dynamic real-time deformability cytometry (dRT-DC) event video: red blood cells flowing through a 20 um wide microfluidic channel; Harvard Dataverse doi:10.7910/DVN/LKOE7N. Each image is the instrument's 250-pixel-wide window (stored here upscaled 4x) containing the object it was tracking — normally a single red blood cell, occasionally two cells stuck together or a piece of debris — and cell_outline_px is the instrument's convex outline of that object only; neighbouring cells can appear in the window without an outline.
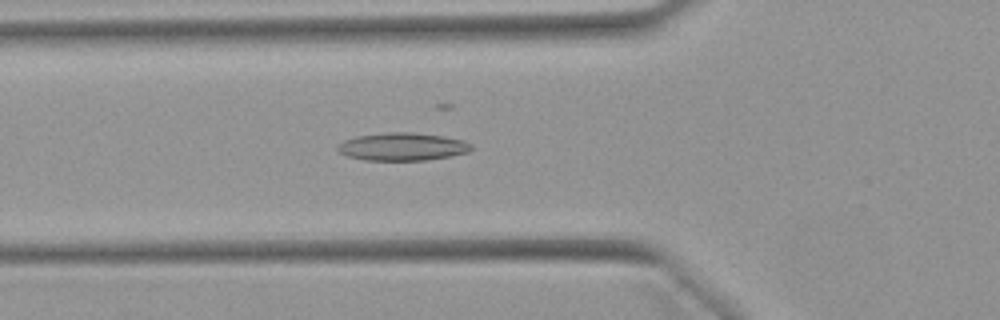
{"species": "Egyptian fruit bat (a non-hibernating species)", "species_latin": "Rousettus aegyptiacus", "temperature_condition": "warm", "stored_images_in_passage": 39, "camera_frame_rate_fps": 3000, "um_per_image_px": 0.085, "animal": {"sex": "female"}, "frame": {"image": 1, "passage_image": 5, "time_ms": 1.333, "image_size_px": [1000, 320], "cell_outline_px": [[472, 148], [468, 152], [448, 156], [424, 160], [364, 160], [348, 156], [340, 152], [336, 148], [344, 140], [356, 136], [388, 132], [412, 132], [444, 136], [464, 140], [472, 144]], "centroid_in_image_um": [34.21, 12.46], "position_along_channel_um": 91.6, "area_um2": 21.56}}
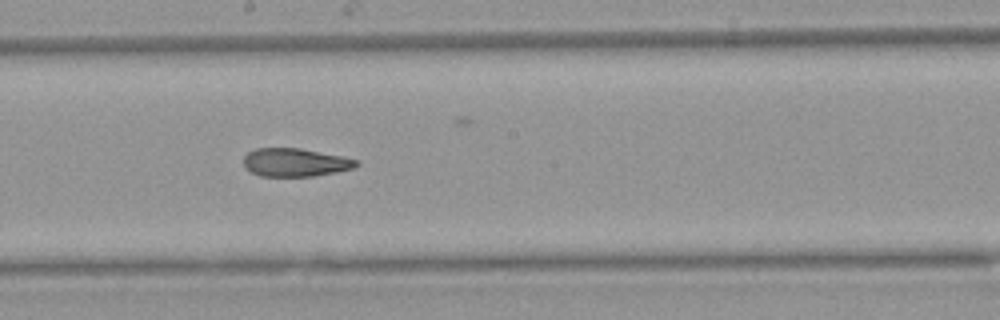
{"frame": {"image": 2, "passage_image": 15, "time_ms": 4.667, "image_size_px": [1000, 320], "cell_outline_px": [[360, 164], [352, 168], [336, 172], [312, 176], [260, 176], [252, 172], [244, 164], [244, 156], [248, 152], [256, 148], [300, 148], [344, 156], [360, 160]], "centroid_in_image_um": [25.13, 13.79], "position_along_channel_um": 223.1, "area_um2": 18.55}}
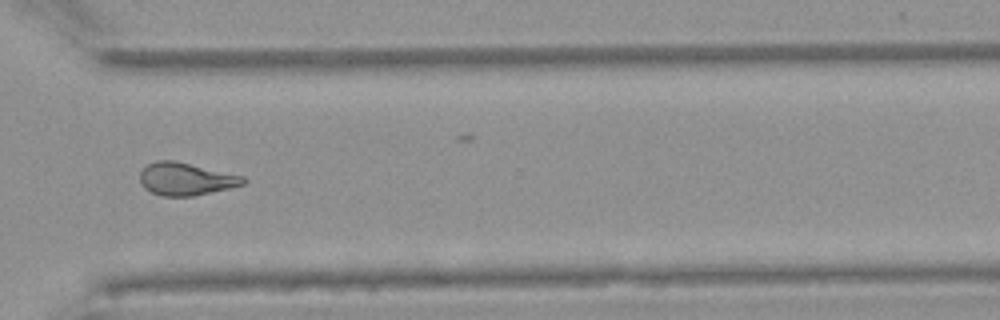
{"frame": {"image": 3, "passage_image": 25, "time_ms": 8.0, "image_size_px": [1000, 320], "cell_outline_px": [[248, 180], [244, 184], [228, 188], [192, 196], [164, 196], [152, 192], [144, 188], [140, 180], [140, 172], [148, 164], [156, 160], [176, 160], [244, 176]], "centroid_in_image_um": [15.8, 15.2], "position_along_channel_um": 354.8, "area_um2": 19.59}, "authors_computed_cell_mechanics": {"area_um2": 19.652, "velocity_mm_per_s": 3.9418, "shape_relaxation_time_tau1_ms": null, "shape_relaxation_time_tau2_ms": 3.3775, "deformation_change_tau1": null, "deformation_change_tau2": 0.1221}}